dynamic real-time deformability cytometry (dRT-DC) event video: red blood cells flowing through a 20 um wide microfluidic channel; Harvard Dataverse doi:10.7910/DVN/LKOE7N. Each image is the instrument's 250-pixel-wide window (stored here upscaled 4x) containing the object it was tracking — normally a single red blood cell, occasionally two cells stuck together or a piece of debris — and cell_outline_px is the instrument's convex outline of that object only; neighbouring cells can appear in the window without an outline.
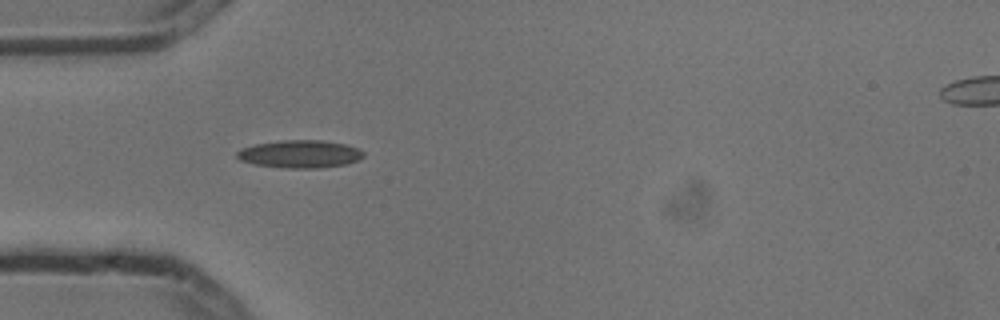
{"species": "common noctule bat (a hibernating species)", "species_latin": "Nyctalus noctula", "temperature_condition": "cold", "stored_images_in_passage": 1, "camera_frame_rate_fps": 3000, "um_per_image_px": 0.085, "animal": {"sex": "male", "body_mass_g": 13.3}, "frame": {"image": 1, "passage_image": 1, "time_ms": 0.0, "image_size_px": [1000, 320], "cell_outline_px": [[364, 156], [360, 160], [344, 164], [320, 168], [284, 168], [256, 164], [240, 160], [236, 156], [236, 152], [244, 148], [256, 144], [280, 140], [320, 140], [344, 144], [356, 148], [364, 152]], "centroid_in_image_um": [25.51, 13.09], "position_along_channel_um": 59.5, "area_um2": 20.29}}